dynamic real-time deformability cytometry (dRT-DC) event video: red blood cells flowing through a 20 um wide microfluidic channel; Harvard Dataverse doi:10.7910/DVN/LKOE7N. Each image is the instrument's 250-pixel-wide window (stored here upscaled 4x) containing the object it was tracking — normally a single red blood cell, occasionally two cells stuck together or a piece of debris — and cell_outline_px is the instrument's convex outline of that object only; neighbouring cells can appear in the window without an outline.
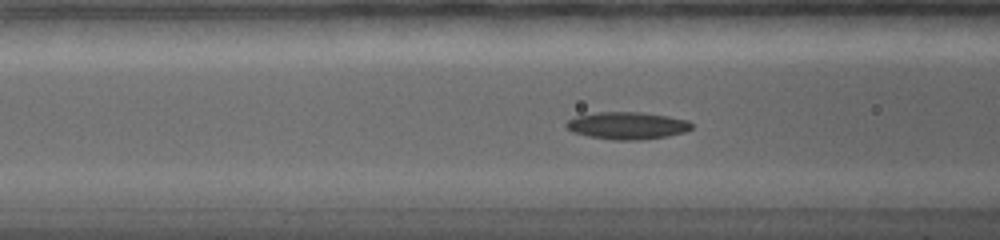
{"species": "common noctule bat (a hibernating species)", "species_latin": "Nyctalus noctula", "temperature_condition": "warm", "stored_images_in_passage": 62, "camera_frame_rate_fps": 5000, "um_per_image_px": 0.085, "animal": {"sex": "female", "body_mass_g": 19.0, "forearm_length_mm": 56.7}, "frame": {"image": 1, "passage_image": 13, "time_ms": 5.0, "image_size_px": [1000, 240], "cell_outline_px": [[692, 128], [684, 132], [668, 136], [640, 140], [612, 140], [588, 136], [572, 132], [564, 124], [568, 120], [576, 116], [596, 112], [640, 112], [668, 116], [688, 120], [692, 124]], "centroid_in_image_um": [53.3, 10.68], "position_along_channel_um": 113.3, "area_um2": 20.0}}
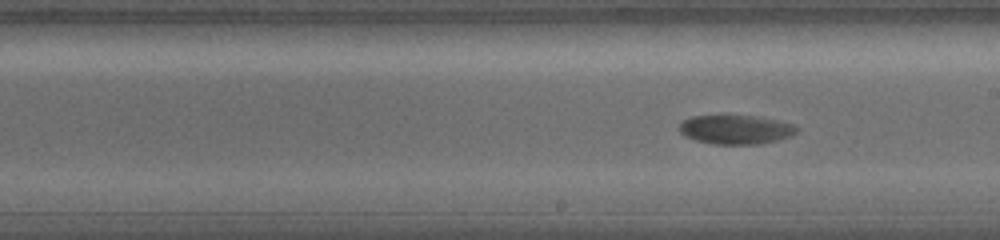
{"frame": {"image": 2, "passage_image": 26, "time_ms": 8.2, "image_size_px": [1000, 240], "cell_outline_px": [[800, 128], [792, 136], [760, 144], [712, 144], [696, 140], [680, 132], [680, 124], [684, 120], [692, 116], [756, 116], [796, 124]], "centroid_in_image_um": [62.6, 11.01], "position_along_channel_um": 226.4, "area_um2": 19.77}}
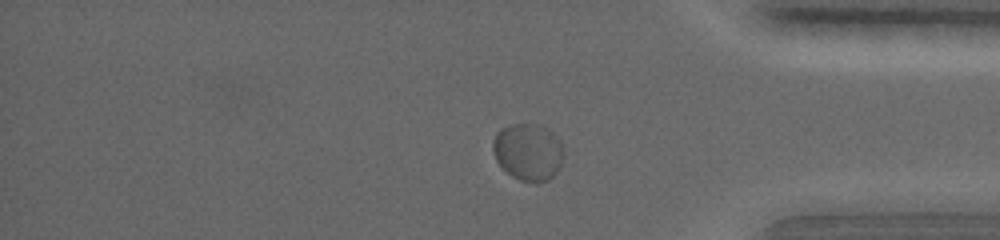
{"frame": {"image": 3, "passage_image": 49, "time_ms": 13.2, "image_size_px": [1000, 240], "cell_outline_px": [[564, 156], [556, 172], [548, 180], [536, 184], [520, 180], [512, 176], [496, 160], [492, 148], [492, 140], [496, 132], [500, 128], [508, 124], [540, 124], [548, 128], [560, 140], [564, 148]], "centroid_in_image_um": [44.9, 12.89], "position_along_channel_um": 390.3, "area_um2": 23.93}, "authors_computed_cell_mechanics": {"area_um2": 21.2126, "velocity_mm_per_s": 3.557, "shape_relaxation_time_tau1_ms": 7.8031, "shape_relaxation_time_tau2_ms": null, "deformation_change_tau1": 0.1589, "deformation_change_tau2": null}}